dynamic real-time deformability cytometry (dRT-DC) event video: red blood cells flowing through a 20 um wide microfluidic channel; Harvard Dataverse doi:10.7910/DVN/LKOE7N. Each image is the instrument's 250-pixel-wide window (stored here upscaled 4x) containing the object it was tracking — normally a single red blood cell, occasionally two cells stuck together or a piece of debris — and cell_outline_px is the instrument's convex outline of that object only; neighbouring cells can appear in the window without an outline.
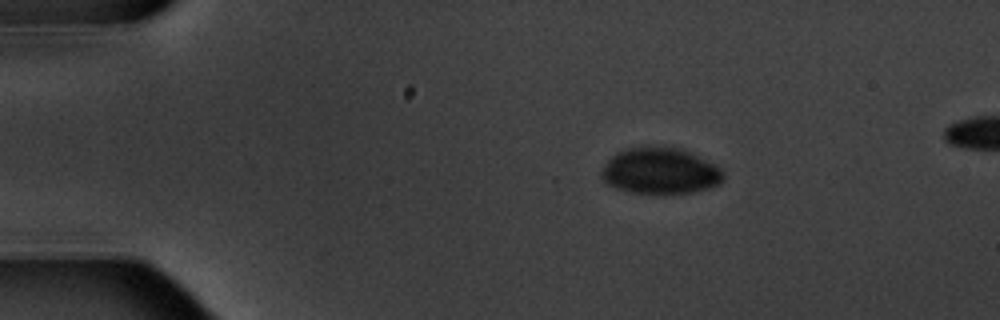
{"species": "common noctule bat (a hibernating species)", "species_latin": "Nyctalus noctula", "temperature_condition": "warm", "stored_images_in_passage": 4, "camera_frame_rate_fps": 3000, "um_per_image_px": 0.085, "animal": {"sex": "male", "body_mass_g": 20.1, "forearm_length_mm": 53.5}, "frame": {"image": 1, "passage_image": 1, "time_ms": 0.0, "image_size_px": [1000, 320], "cell_outline_px": [[724, 180], [720, 184], [708, 188], [692, 192], [664, 196], [632, 192], [616, 188], [608, 184], [600, 176], [600, 172], [604, 164], [616, 152], [628, 148], [680, 148], [720, 168], [724, 172]], "centroid_in_image_um": [56.1, 14.59], "position_along_channel_um": 28.9, "area_um2": 32.83}}